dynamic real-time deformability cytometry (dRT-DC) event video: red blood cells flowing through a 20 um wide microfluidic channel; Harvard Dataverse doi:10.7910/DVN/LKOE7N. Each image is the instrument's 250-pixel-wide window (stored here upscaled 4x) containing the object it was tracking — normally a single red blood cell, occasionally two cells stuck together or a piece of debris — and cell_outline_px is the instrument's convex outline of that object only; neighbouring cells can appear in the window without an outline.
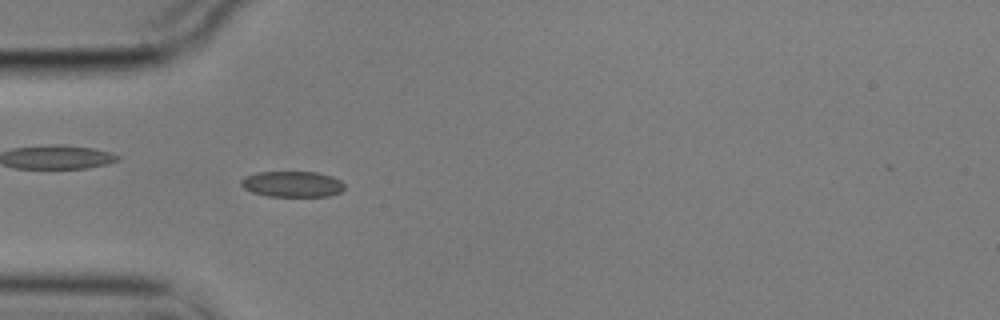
{"species": "common noctule bat (a hibernating species)", "species_latin": "Nyctalus noctula", "temperature_condition": "cold", "stored_images_in_passage": 56, "camera_frame_rate_fps": 3000, "um_per_image_px": 0.085, "animal": {"sex": "male", "body_mass_g": 17.9}, "frame": {"image": 1, "passage_image": 16, "time_ms": 5.0, "image_size_px": [1000, 320], "cell_outline_px": [[344, 188], [340, 192], [328, 196], [268, 196], [252, 192], [244, 188], [240, 184], [240, 180], [244, 176], [256, 172], [316, 172], [332, 176], [340, 180], [344, 184]], "centroid_in_image_um": [24.82, 15.64], "position_along_channel_um": 60.2, "area_um2": 15.61}}
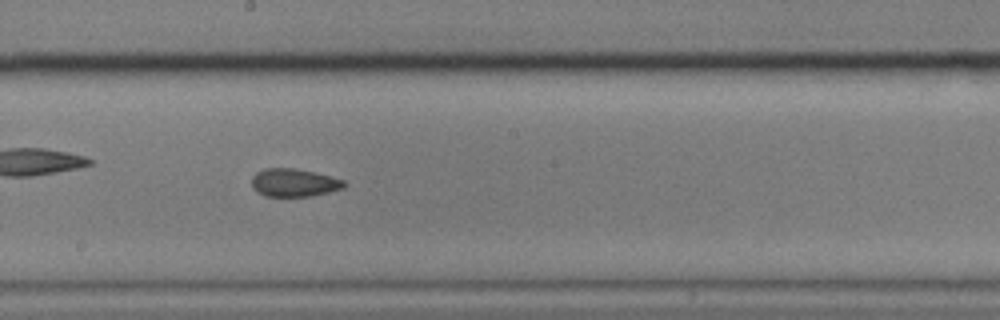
{"frame": {"image": 2, "passage_image": 30, "time_ms": 9.667, "image_size_px": [1000, 320], "cell_outline_px": [[348, 184], [344, 188], [312, 196], [264, 196], [256, 192], [252, 188], [252, 176], [256, 172], [264, 168], [296, 168], [316, 172], [344, 180]], "centroid_in_image_um": [24.99, 15.52], "position_along_channel_um": 223.2, "area_um2": 15.32}}
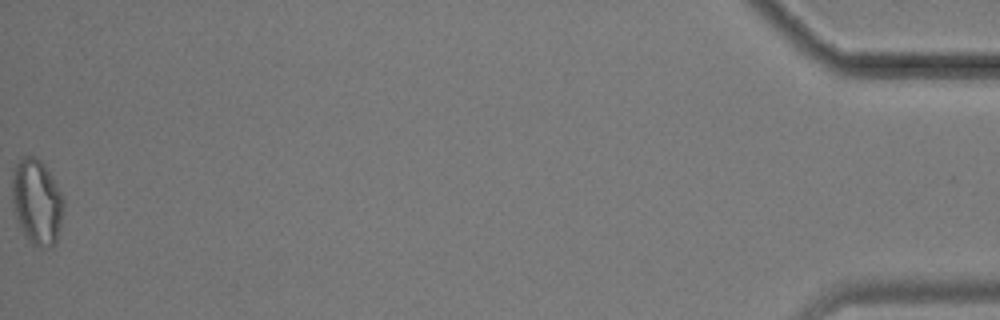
{"frame": {"image": 3, "passage_image": 56, "time_ms": 18.333, "image_size_px": [1000, 320], "cell_outline_px": [[64, 204], [60, 228], [56, 244], [52, 248], [40, 248], [32, 244], [28, 240], [20, 228], [12, 208], [12, 168], [20, 156], [36, 156], [44, 164], [52, 176], [64, 200]], "centroid_in_image_um": [3.11, 17.16], "position_along_channel_um": 432.1, "area_um2": 26.24}, "authors_computed_cell_mechanics": {"area_um2": 15.9528, "velocity_mm_per_s": 3.5333, "shape_relaxation_time_tau1_ms": 5.1521, "shape_relaxation_time_tau2_ms": 2.3342, "deformation_change_tau1": 0.1095, "deformation_change_tau2": 0.0752}}